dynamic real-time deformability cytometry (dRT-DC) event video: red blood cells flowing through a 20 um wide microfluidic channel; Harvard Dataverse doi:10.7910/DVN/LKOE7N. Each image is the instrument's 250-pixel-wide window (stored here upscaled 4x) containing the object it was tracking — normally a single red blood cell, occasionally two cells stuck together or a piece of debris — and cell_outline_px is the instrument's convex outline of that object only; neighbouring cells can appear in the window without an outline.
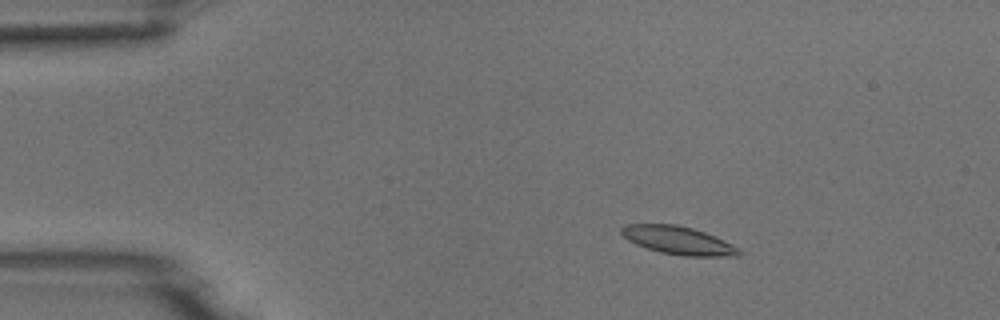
{"species": "common noctule bat (a hibernating species)", "species_latin": "Nyctalus noctula", "temperature_condition": "room temperature", "stored_images_in_passage": 5, "camera_frame_rate_fps": 3000, "um_per_image_px": 0.085, "animal": {"sex": "male", "body_mass_g": 18.8}, "frame": {"image": 1, "passage_image": 3, "time_ms": 2.333, "image_size_px": [1000, 320], "cell_outline_px": [[744, 252], [740, 256], [680, 256], [660, 252], [636, 244], [628, 240], [620, 232], [620, 228], [624, 224], [676, 224], [692, 228], [716, 236], [740, 248]], "centroid_in_image_um": [57.69, 20.44], "position_along_channel_um": 27.3, "area_um2": 19.42}}
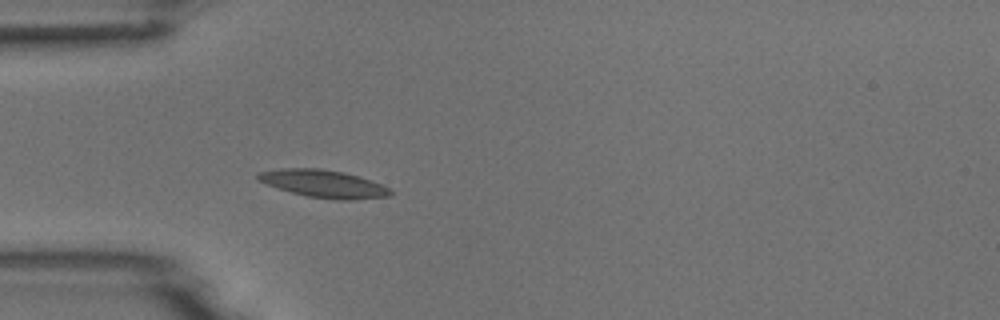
{"frame": {"image": 2, "passage_image": 5, "time_ms": 4.667, "image_size_px": [1000, 320], "cell_outline_px": [[392, 196], [352, 200], [336, 200], [308, 196], [292, 192], [256, 180], [256, 176], [260, 172], [280, 168], [320, 168], [344, 172], [360, 176], [380, 184], [388, 188], [392, 192]], "centroid_in_image_um": [27.53, 15.61], "position_along_channel_um": 57.5, "area_um2": 21.21}}